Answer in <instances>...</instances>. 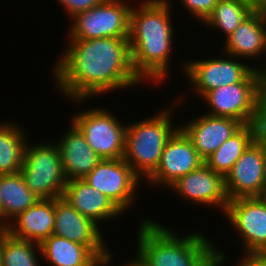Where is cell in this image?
<instances>
[{
    "label": "cell",
    "mask_w": 266,
    "mask_h": 266,
    "mask_svg": "<svg viewBox=\"0 0 266 266\" xmlns=\"http://www.w3.org/2000/svg\"><path fill=\"white\" fill-rule=\"evenodd\" d=\"M100 227L83 216L63 197L55 198L53 235L88 246L99 258L106 256L108 247Z\"/></svg>",
    "instance_id": "obj_15"
},
{
    "label": "cell",
    "mask_w": 266,
    "mask_h": 266,
    "mask_svg": "<svg viewBox=\"0 0 266 266\" xmlns=\"http://www.w3.org/2000/svg\"><path fill=\"white\" fill-rule=\"evenodd\" d=\"M1 175L0 174V178H1ZM0 227H2V199L0 197Z\"/></svg>",
    "instance_id": "obj_38"
},
{
    "label": "cell",
    "mask_w": 266,
    "mask_h": 266,
    "mask_svg": "<svg viewBox=\"0 0 266 266\" xmlns=\"http://www.w3.org/2000/svg\"><path fill=\"white\" fill-rule=\"evenodd\" d=\"M168 189L177 192L183 200L205 207L219 208L221 213H224L229 203L225 177L212 170L206 163L179 178Z\"/></svg>",
    "instance_id": "obj_14"
},
{
    "label": "cell",
    "mask_w": 266,
    "mask_h": 266,
    "mask_svg": "<svg viewBox=\"0 0 266 266\" xmlns=\"http://www.w3.org/2000/svg\"><path fill=\"white\" fill-rule=\"evenodd\" d=\"M223 53L244 60L266 56V22L257 8L224 40Z\"/></svg>",
    "instance_id": "obj_20"
},
{
    "label": "cell",
    "mask_w": 266,
    "mask_h": 266,
    "mask_svg": "<svg viewBox=\"0 0 266 266\" xmlns=\"http://www.w3.org/2000/svg\"><path fill=\"white\" fill-rule=\"evenodd\" d=\"M220 57L188 59L182 64V71L191 83L190 89L193 88V94H198V98L202 99L209 91L221 86L241 82L254 68L259 69V66L242 63L240 60L243 59L237 57L234 59L235 57L231 55Z\"/></svg>",
    "instance_id": "obj_8"
},
{
    "label": "cell",
    "mask_w": 266,
    "mask_h": 266,
    "mask_svg": "<svg viewBox=\"0 0 266 266\" xmlns=\"http://www.w3.org/2000/svg\"><path fill=\"white\" fill-rule=\"evenodd\" d=\"M170 5V0H142L131 8L128 38L131 62L143 83L150 80L152 85H161L169 75L175 42Z\"/></svg>",
    "instance_id": "obj_2"
},
{
    "label": "cell",
    "mask_w": 266,
    "mask_h": 266,
    "mask_svg": "<svg viewBox=\"0 0 266 266\" xmlns=\"http://www.w3.org/2000/svg\"><path fill=\"white\" fill-rule=\"evenodd\" d=\"M20 173L26 186L39 199L62 197L67 184L55 142L31 144L27 141Z\"/></svg>",
    "instance_id": "obj_5"
},
{
    "label": "cell",
    "mask_w": 266,
    "mask_h": 266,
    "mask_svg": "<svg viewBox=\"0 0 266 266\" xmlns=\"http://www.w3.org/2000/svg\"><path fill=\"white\" fill-rule=\"evenodd\" d=\"M224 216L240 236L243 256L266 250V202L262 197L229 200Z\"/></svg>",
    "instance_id": "obj_11"
},
{
    "label": "cell",
    "mask_w": 266,
    "mask_h": 266,
    "mask_svg": "<svg viewBox=\"0 0 266 266\" xmlns=\"http://www.w3.org/2000/svg\"><path fill=\"white\" fill-rule=\"evenodd\" d=\"M66 11L67 18L71 19L77 13L97 6L102 0H55ZM68 12V13H67Z\"/></svg>",
    "instance_id": "obj_29"
},
{
    "label": "cell",
    "mask_w": 266,
    "mask_h": 266,
    "mask_svg": "<svg viewBox=\"0 0 266 266\" xmlns=\"http://www.w3.org/2000/svg\"><path fill=\"white\" fill-rule=\"evenodd\" d=\"M83 180L106 195L123 214L133 205L143 181L123 158L101 159Z\"/></svg>",
    "instance_id": "obj_9"
},
{
    "label": "cell",
    "mask_w": 266,
    "mask_h": 266,
    "mask_svg": "<svg viewBox=\"0 0 266 266\" xmlns=\"http://www.w3.org/2000/svg\"><path fill=\"white\" fill-rule=\"evenodd\" d=\"M3 227H0V266H2Z\"/></svg>",
    "instance_id": "obj_36"
},
{
    "label": "cell",
    "mask_w": 266,
    "mask_h": 266,
    "mask_svg": "<svg viewBox=\"0 0 266 266\" xmlns=\"http://www.w3.org/2000/svg\"><path fill=\"white\" fill-rule=\"evenodd\" d=\"M132 6L123 0H102L97 6L79 12L70 19L68 38H129Z\"/></svg>",
    "instance_id": "obj_6"
},
{
    "label": "cell",
    "mask_w": 266,
    "mask_h": 266,
    "mask_svg": "<svg viewBox=\"0 0 266 266\" xmlns=\"http://www.w3.org/2000/svg\"><path fill=\"white\" fill-rule=\"evenodd\" d=\"M215 245L197 264L196 266H223L228 256L224 254L221 248Z\"/></svg>",
    "instance_id": "obj_30"
},
{
    "label": "cell",
    "mask_w": 266,
    "mask_h": 266,
    "mask_svg": "<svg viewBox=\"0 0 266 266\" xmlns=\"http://www.w3.org/2000/svg\"><path fill=\"white\" fill-rule=\"evenodd\" d=\"M189 15L203 23L220 0H179Z\"/></svg>",
    "instance_id": "obj_28"
},
{
    "label": "cell",
    "mask_w": 266,
    "mask_h": 266,
    "mask_svg": "<svg viewBox=\"0 0 266 266\" xmlns=\"http://www.w3.org/2000/svg\"><path fill=\"white\" fill-rule=\"evenodd\" d=\"M205 161L179 128L167 141L157 169L147 178L150 186L168 188L179 178L198 169Z\"/></svg>",
    "instance_id": "obj_12"
},
{
    "label": "cell",
    "mask_w": 266,
    "mask_h": 266,
    "mask_svg": "<svg viewBox=\"0 0 266 266\" xmlns=\"http://www.w3.org/2000/svg\"><path fill=\"white\" fill-rule=\"evenodd\" d=\"M51 70L59 94L75 103L142 84L134 72L128 38L67 39Z\"/></svg>",
    "instance_id": "obj_1"
},
{
    "label": "cell",
    "mask_w": 266,
    "mask_h": 266,
    "mask_svg": "<svg viewBox=\"0 0 266 266\" xmlns=\"http://www.w3.org/2000/svg\"><path fill=\"white\" fill-rule=\"evenodd\" d=\"M249 134L251 144H259L266 139V90L261 92L255 108L243 124Z\"/></svg>",
    "instance_id": "obj_27"
},
{
    "label": "cell",
    "mask_w": 266,
    "mask_h": 266,
    "mask_svg": "<svg viewBox=\"0 0 266 266\" xmlns=\"http://www.w3.org/2000/svg\"><path fill=\"white\" fill-rule=\"evenodd\" d=\"M262 90L260 69L254 68L241 82L209 91L202 98L211 108L206 114L235 118L244 124Z\"/></svg>",
    "instance_id": "obj_10"
},
{
    "label": "cell",
    "mask_w": 266,
    "mask_h": 266,
    "mask_svg": "<svg viewBox=\"0 0 266 266\" xmlns=\"http://www.w3.org/2000/svg\"><path fill=\"white\" fill-rule=\"evenodd\" d=\"M39 254V244L14 238L3 227L2 266H40Z\"/></svg>",
    "instance_id": "obj_26"
},
{
    "label": "cell",
    "mask_w": 266,
    "mask_h": 266,
    "mask_svg": "<svg viewBox=\"0 0 266 266\" xmlns=\"http://www.w3.org/2000/svg\"><path fill=\"white\" fill-rule=\"evenodd\" d=\"M229 200L261 197L266 188V159L258 144H250L225 177Z\"/></svg>",
    "instance_id": "obj_13"
},
{
    "label": "cell",
    "mask_w": 266,
    "mask_h": 266,
    "mask_svg": "<svg viewBox=\"0 0 266 266\" xmlns=\"http://www.w3.org/2000/svg\"><path fill=\"white\" fill-rule=\"evenodd\" d=\"M237 266H266V257L263 254H250L242 256Z\"/></svg>",
    "instance_id": "obj_31"
},
{
    "label": "cell",
    "mask_w": 266,
    "mask_h": 266,
    "mask_svg": "<svg viewBox=\"0 0 266 266\" xmlns=\"http://www.w3.org/2000/svg\"><path fill=\"white\" fill-rule=\"evenodd\" d=\"M70 127L56 142L67 181L83 179L101 160L84 135L70 121Z\"/></svg>",
    "instance_id": "obj_19"
},
{
    "label": "cell",
    "mask_w": 266,
    "mask_h": 266,
    "mask_svg": "<svg viewBox=\"0 0 266 266\" xmlns=\"http://www.w3.org/2000/svg\"><path fill=\"white\" fill-rule=\"evenodd\" d=\"M62 197L99 227H101L99 225L101 220L105 222L124 215L106 195L94 189L83 179L67 181Z\"/></svg>",
    "instance_id": "obj_18"
},
{
    "label": "cell",
    "mask_w": 266,
    "mask_h": 266,
    "mask_svg": "<svg viewBox=\"0 0 266 266\" xmlns=\"http://www.w3.org/2000/svg\"><path fill=\"white\" fill-rule=\"evenodd\" d=\"M250 144L248 131L246 127L242 125L205 160V163L212 170L226 177V175L232 170L235 162Z\"/></svg>",
    "instance_id": "obj_25"
},
{
    "label": "cell",
    "mask_w": 266,
    "mask_h": 266,
    "mask_svg": "<svg viewBox=\"0 0 266 266\" xmlns=\"http://www.w3.org/2000/svg\"><path fill=\"white\" fill-rule=\"evenodd\" d=\"M41 257L52 266H94L99 257L88 247L51 235L40 244Z\"/></svg>",
    "instance_id": "obj_21"
},
{
    "label": "cell",
    "mask_w": 266,
    "mask_h": 266,
    "mask_svg": "<svg viewBox=\"0 0 266 266\" xmlns=\"http://www.w3.org/2000/svg\"><path fill=\"white\" fill-rule=\"evenodd\" d=\"M258 145L261 147V149H262V151H263V153H264V157H265V159H266V139L263 140V141H262L261 143H259Z\"/></svg>",
    "instance_id": "obj_37"
},
{
    "label": "cell",
    "mask_w": 266,
    "mask_h": 266,
    "mask_svg": "<svg viewBox=\"0 0 266 266\" xmlns=\"http://www.w3.org/2000/svg\"><path fill=\"white\" fill-rule=\"evenodd\" d=\"M204 114L192 121H185L186 124L179 125V128L191 140L193 147L205 161L243 124L235 118Z\"/></svg>",
    "instance_id": "obj_16"
},
{
    "label": "cell",
    "mask_w": 266,
    "mask_h": 266,
    "mask_svg": "<svg viewBox=\"0 0 266 266\" xmlns=\"http://www.w3.org/2000/svg\"><path fill=\"white\" fill-rule=\"evenodd\" d=\"M54 221L55 199H39L5 227L12 237L40 245L53 235Z\"/></svg>",
    "instance_id": "obj_17"
},
{
    "label": "cell",
    "mask_w": 266,
    "mask_h": 266,
    "mask_svg": "<svg viewBox=\"0 0 266 266\" xmlns=\"http://www.w3.org/2000/svg\"><path fill=\"white\" fill-rule=\"evenodd\" d=\"M174 102L151 117L127 123L123 159L141 180L157 169L167 141L179 129L173 125L176 124L173 113L179 101Z\"/></svg>",
    "instance_id": "obj_4"
},
{
    "label": "cell",
    "mask_w": 266,
    "mask_h": 266,
    "mask_svg": "<svg viewBox=\"0 0 266 266\" xmlns=\"http://www.w3.org/2000/svg\"><path fill=\"white\" fill-rule=\"evenodd\" d=\"M0 122V174H14L21 170L28 135L21 124ZM22 128V129H21ZM27 135V137L25 136Z\"/></svg>",
    "instance_id": "obj_23"
},
{
    "label": "cell",
    "mask_w": 266,
    "mask_h": 266,
    "mask_svg": "<svg viewBox=\"0 0 266 266\" xmlns=\"http://www.w3.org/2000/svg\"><path fill=\"white\" fill-rule=\"evenodd\" d=\"M112 255H113V252L110 253V249H108L107 253H106V256L99 258L95 262L94 266H110L111 265L110 262L113 260L112 259V257H113Z\"/></svg>",
    "instance_id": "obj_33"
},
{
    "label": "cell",
    "mask_w": 266,
    "mask_h": 266,
    "mask_svg": "<svg viewBox=\"0 0 266 266\" xmlns=\"http://www.w3.org/2000/svg\"><path fill=\"white\" fill-rule=\"evenodd\" d=\"M258 8L260 9V11L262 12L265 22H266V0H261L258 3Z\"/></svg>",
    "instance_id": "obj_35"
},
{
    "label": "cell",
    "mask_w": 266,
    "mask_h": 266,
    "mask_svg": "<svg viewBox=\"0 0 266 266\" xmlns=\"http://www.w3.org/2000/svg\"><path fill=\"white\" fill-rule=\"evenodd\" d=\"M0 197L2 199V227L39 200L26 186L20 172L1 175Z\"/></svg>",
    "instance_id": "obj_22"
},
{
    "label": "cell",
    "mask_w": 266,
    "mask_h": 266,
    "mask_svg": "<svg viewBox=\"0 0 266 266\" xmlns=\"http://www.w3.org/2000/svg\"><path fill=\"white\" fill-rule=\"evenodd\" d=\"M126 263H127L126 265L124 263V265H121V266H148L145 260L137 252H136L135 257L130 259L129 262H126Z\"/></svg>",
    "instance_id": "obj_32"
},
{
    "label": "cell",
    "mask_w": 266,
    "mask_h": 266,
    "mask_svg": "<svg viewBox=\"0 0 266 266\" xmlns=\"http://www.w3.org/2000/svg\"><path fill=\"white\" fill-rule=\"evenodd\" d=\"M263 198V200L266 202V188L265 191L263 192V195L261 196Z\"/></svg>",
    "instance_id": "obj_39"
},
{
    "label": "cell",
    "mask_w": 266,
    "mask_h": 266,
    "mask_svg": "<svg viewBox=\"0 0 266 266\" xmlns=\"http://www.w3.org/2000/svg\"><path fill=\"white\" fill-rule=\"evenodd\" d=\"M260 73H261V84L262 88L264 89L266 87V64L260 67Z\"/></svg>",
    "instance_id": "obj_34"
},
{
    "label": "cell",
    "mask_w": 266,
    "mask_h": 266,
    "mask_svg": "<svg viewBox=\"0 0 266 266\" xmlns=\"http://www.w3.org/2000/svg\"><path fill=\"white\" fill-rule=\"evenodd\" d=\"M78 113L71 121L94 152L101 159L123 158L127 124L103 107Z\"/></svg>",
    "instance_id": "obj_7"
},
{
    "label": "cell",
    "mask_w": 266,
    "mask_h": 266,
    "mask_svg": "<svg viewBox=\"0 0 266 266\" xmlns=\"http://www.w3.org/2000/svg\"><path fill=\"white\" fill-rule=\"evenodd\" d=\"M145 218L137 230V250L148 266H196L215 246L207 235L185 234ZM211 241V242H210Z\"/></svg>",
    "instance_id": "obj_3"
},
{
    "label": "cell",
    "mask_w": 266,
    "mask_h": 266,
    "mask_svg": "<svg viewBox=\"0 0 266 266\" xmlns=\"http://www.w3.org/2000/svg\"><path fill=\"white\" fill-rule=\"evenodd\" d=\"M258 8L255 0H220L203 22L208 28L222 30L227 38Z\"/></svg>",
    "instance_id": "obj_24"
}]
</instances>
